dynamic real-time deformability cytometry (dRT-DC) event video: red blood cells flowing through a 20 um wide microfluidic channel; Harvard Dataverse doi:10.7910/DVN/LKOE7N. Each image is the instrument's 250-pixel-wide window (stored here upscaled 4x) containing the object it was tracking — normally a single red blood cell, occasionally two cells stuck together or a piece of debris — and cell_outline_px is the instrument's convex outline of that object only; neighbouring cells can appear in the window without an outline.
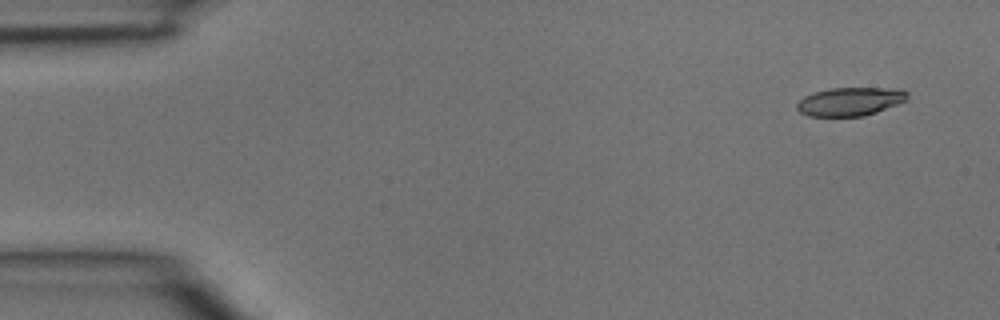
{"species": "common noctule bat (a hibernating species)", "species_latin": "Nyctalus noctula", "temperature_condition": "room temperature", "stored_images_in_passage": 3, "camera_frame_rate_fps": 3000, "um_per_image_px": 0.085, "animal": {"sex": "male", "body_mass_g": 15.6}, "frame": {"image": 1, "passage_image": 1, "time_ms": 0.0, "image_size_px": [1000, 320], "cell_outline_px": [[908, 100], [876, 112], [864, 116], [808, 116], [800, 112], [796, 108], [796, 104], [804, 96], [812, 92], [828, 88], [904, 88], [908, 92]], "centroid_in_image_um": [72.28, 8.61], "position_along_channel_um": 12.7, "area_um2": 18.55}}
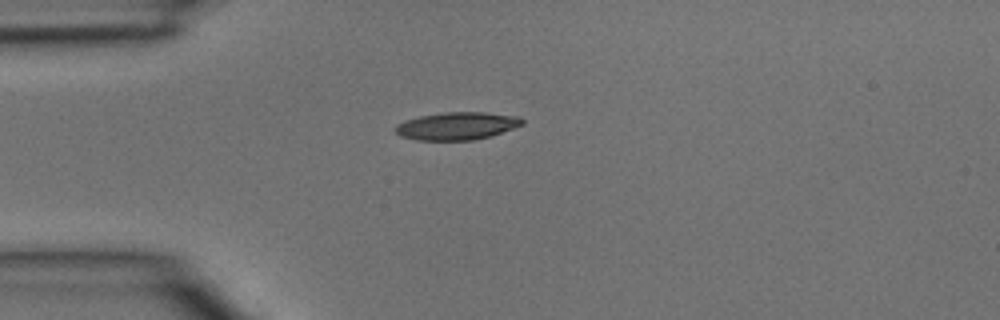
{"frame": {"image": 2, "passage_image": 3, "time_ms": 0.667, "image_size_px": [1000, 320], "cell_outline_px": [[524, 124], [492, 136], [472, 140], [416, 140], [400, 136], [392, 128], [396, 124], [404, 120], [420, 116], [444, 112], [484, 112], [520, 116], [524, 120]], "centroid_in_image_um": [38.83, 10.7], "position_along_channel_um": 46.2, "area_um2": 20.69}}